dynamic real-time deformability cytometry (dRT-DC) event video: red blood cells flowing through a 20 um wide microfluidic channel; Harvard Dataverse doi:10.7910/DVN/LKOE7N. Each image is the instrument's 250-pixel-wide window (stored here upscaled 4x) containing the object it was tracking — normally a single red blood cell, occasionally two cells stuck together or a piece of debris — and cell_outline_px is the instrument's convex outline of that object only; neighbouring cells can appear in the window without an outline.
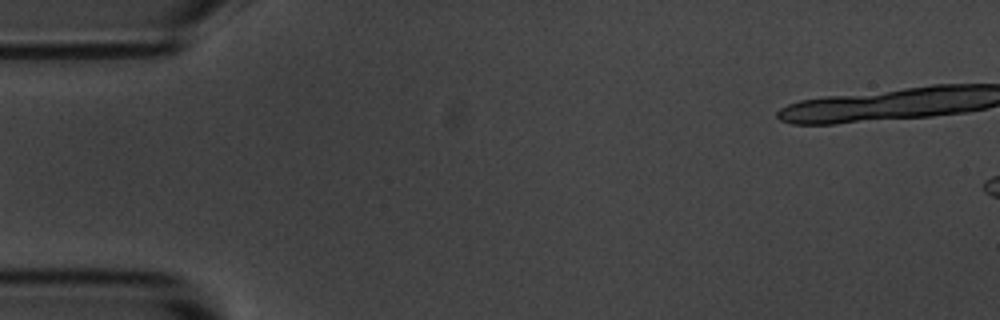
{"species": "common noctule bat (a hibernating species)", "species_latin": "Nyctalus noctula", "temperature_condition": "room temperature", "stored_images_in_passage": 1, "camera_frame_rate_fps": 3000, "um_per_image_px": 0.085, "animal": {"sex": "male", "body_mass_g": 20.1, "forearm_length_mm": 53.5}, "frame": {"image": 1, "passage_image": 1, "time_ms": 0.0, "image_size_px": [1000, 320], "cell_outline_px": [[888, 96], [880, 116], [848, 120], [816, 120], [812, 100], [884, 96]], "centroid_in_image_um": [72.15, 9.19], "position_along_channel_um": 12.8, "area_um2": 10.58}}